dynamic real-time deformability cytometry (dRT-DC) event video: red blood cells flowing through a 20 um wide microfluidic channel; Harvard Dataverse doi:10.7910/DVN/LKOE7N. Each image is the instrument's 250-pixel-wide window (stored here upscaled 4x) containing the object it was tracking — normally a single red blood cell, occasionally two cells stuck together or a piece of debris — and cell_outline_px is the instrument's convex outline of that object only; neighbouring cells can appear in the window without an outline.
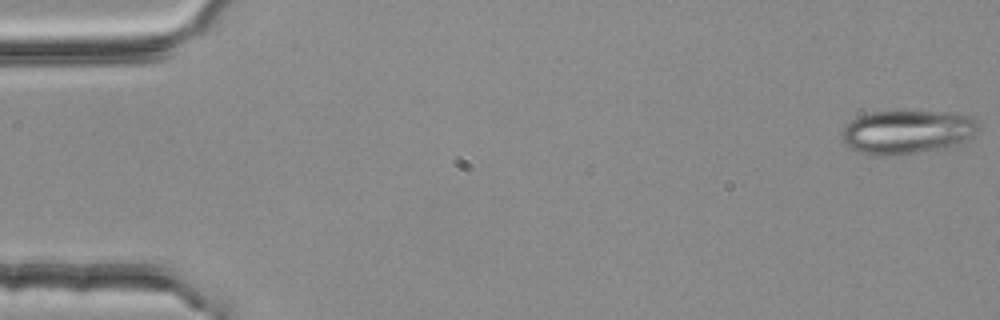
{"species": "common noctule bat (a hibernating species)", "species_latin": "Nyctalus noctula", "temperature_condition": "room temperature", "stored_images_in_passage": 3, "camera_frame_rate_fps": 3000, "um_per_image_px": 0.085, "animal": {"sex": "female", "body_mass_g": 25.1}, "frame": {"image": 1, "passage_image": 1, "time_ms": 0.0, "image_size_px": [1000, 320], "cell_outline_px": [[980, 128], [972, 136], [960, 144], [948, 148], [896, 156], [876, 156], [860, 152], [848, 148], [840, 136], [844, 128], [856, 116], [872, 112], [956, 112], [968, 116], [980, 124]], "centroid_in_image_um": [77.12, 11.24], "position_along_channel_um": 7.9, "area_um2": 35.26}}